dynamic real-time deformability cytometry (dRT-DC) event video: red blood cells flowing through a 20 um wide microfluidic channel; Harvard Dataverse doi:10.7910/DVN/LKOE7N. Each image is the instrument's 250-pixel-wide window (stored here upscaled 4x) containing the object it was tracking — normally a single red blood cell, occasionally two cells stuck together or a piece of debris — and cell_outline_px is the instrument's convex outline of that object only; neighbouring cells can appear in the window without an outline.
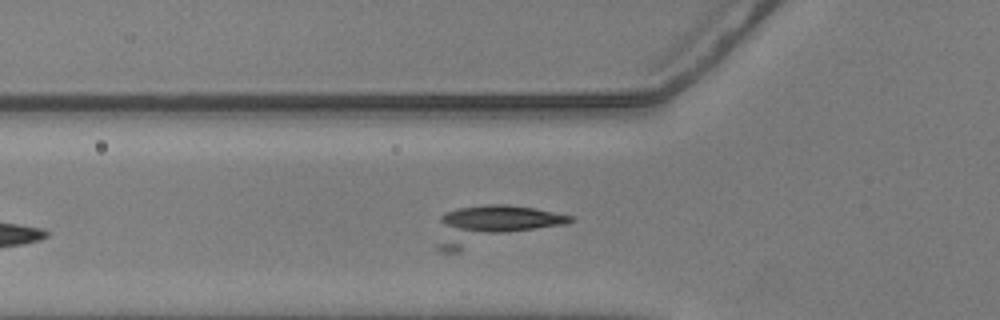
{"species": "common noctule bat (a hibernating species)", "species_latin": "Nyctalus noctula", "temperature_condition": "warm", "stored_images_in_passage": 20, "camera_frame_rate_fps": 3000, "um_per_image_px": 0.085, "animal": {"sex": "male", "body_mass_g": 20.5, "forearm_length_mm": 52.5}, "frame": {"image": 1, "passage_image": 5, "time_ms": 1.333, "image_size_px": [1000, 320], "cell_outline_px": [[576, 220], [564, 224], [460, 252], [436, 252], [436, 248], [440, 216], [444, 212], [456, 208], [488, 204], [508, 204], [532, 208], [572, 216]], "centroid_in_image_um": [41.78, 19.14], "position_along_channel_um": 84.0, "area_um2": 30.29}}
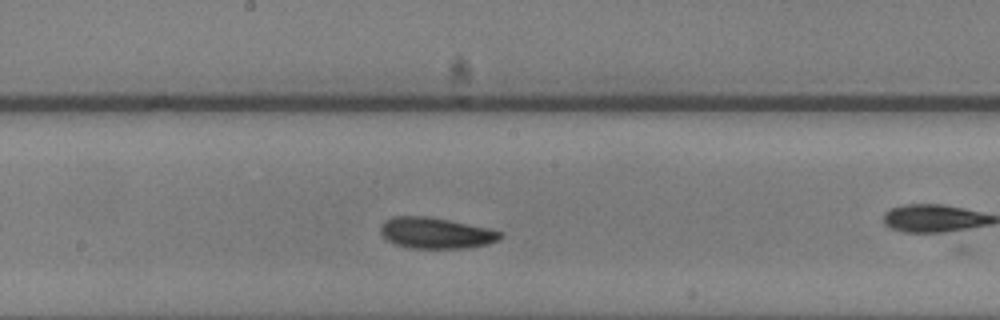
{"frame": {"image": 2, "passage_image": 12, "time_ms": 3.667, "image_size_px": [1000, 320], "cell_outline_px": [[504, 236], [500, 240], [488, 244], [468, 248], [408, 248], [396, 244], [380, 236], [380, 224], [384, 220], [392, 216], [428, 216], [488, 228], [504, 232]], "centroid_in_image_um": [37.04, 19.81], "position_along_channel_um": 211.2, "area_um2": 21.96}}
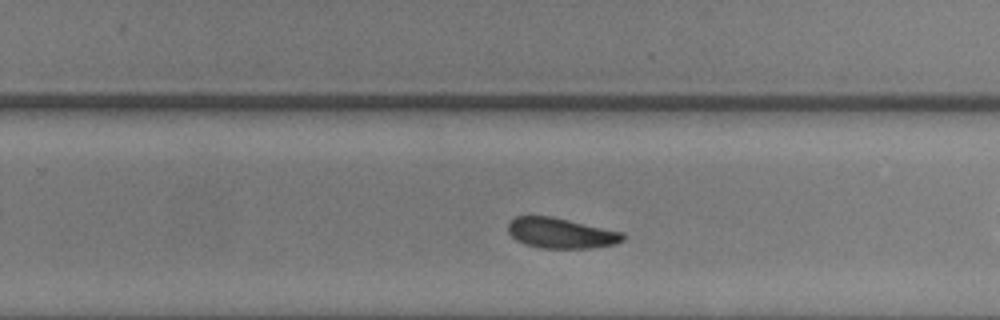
{"frame": {"image": 3, "passage_image": 18, "time_ms": 5.667, "image_size_px": [1000, 320], "cell_outline_px": [[624, 240], [616, 244], [592, 248], [540, 248], [524, 244], [516, 240], [508, 232], [508, 220], [516, 216], [552, 216], [624, 232]], "centroid_in_image_um": [47.67, 19.81], "position_along_channel_um": 282.1, "area_um2": 20.58}}